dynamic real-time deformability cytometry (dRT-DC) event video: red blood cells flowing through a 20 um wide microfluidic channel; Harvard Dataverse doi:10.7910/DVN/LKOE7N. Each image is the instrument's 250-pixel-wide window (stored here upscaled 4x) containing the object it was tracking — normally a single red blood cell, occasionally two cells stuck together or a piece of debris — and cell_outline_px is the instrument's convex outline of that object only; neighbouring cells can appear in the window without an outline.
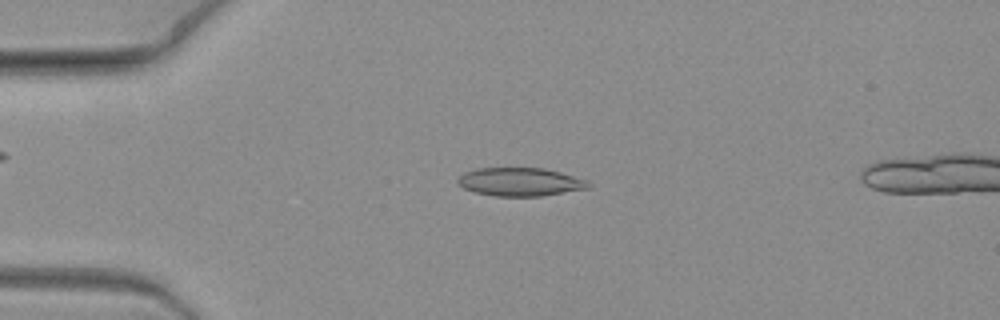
{"species": "common noctule bat (a hibernating species)", "species_latin": "Nyctalus noctula", "temperature_condition": "warm", "stored_images_in_passage": 5, "camera_frame_rate_fps": 3000, "um_per_image_px": 0.085, "animal": {"sex": "female", "body_mass_g": 19.3, "forearm_length_mm": 54.1}, "frame": {"image": 1, "passage_image": 3, "time_ms": 0.667, "image_size_px": [1000, 320], "cell_outline_px": [[592, 184], [588, 188], [540, 196], [496, 196], [476, 192], [464, 188], [456, 180], [464, 172], [476, 168], [544, 168], [560, 172], [588, 180]], "centroid_in_image_um": [44.22, 15.45], "position_along_channel_um": 40.8, "area_um2": 21.44}}
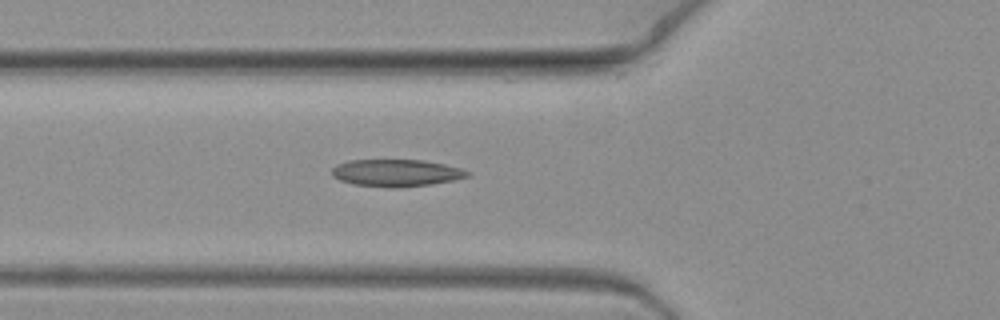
{"frame": {"image": 2, "passage_image": 5, "time_ms": 1.333, "image_size_px": [1000, 320], "cell_outline_px": [[472, 172], [468, 176], [452, 180], [432, 184], [400, 188], [392, 188], [352, 184], [340, 180], [332, 176], [332, 168], [336, 164], [348, 160], [420, 160], [444, 164], [460, 168]], "centroid_in_image_um": [33.65, 14.7], "position_along_channel_um": 92.1, "area_um2": 21.5}}